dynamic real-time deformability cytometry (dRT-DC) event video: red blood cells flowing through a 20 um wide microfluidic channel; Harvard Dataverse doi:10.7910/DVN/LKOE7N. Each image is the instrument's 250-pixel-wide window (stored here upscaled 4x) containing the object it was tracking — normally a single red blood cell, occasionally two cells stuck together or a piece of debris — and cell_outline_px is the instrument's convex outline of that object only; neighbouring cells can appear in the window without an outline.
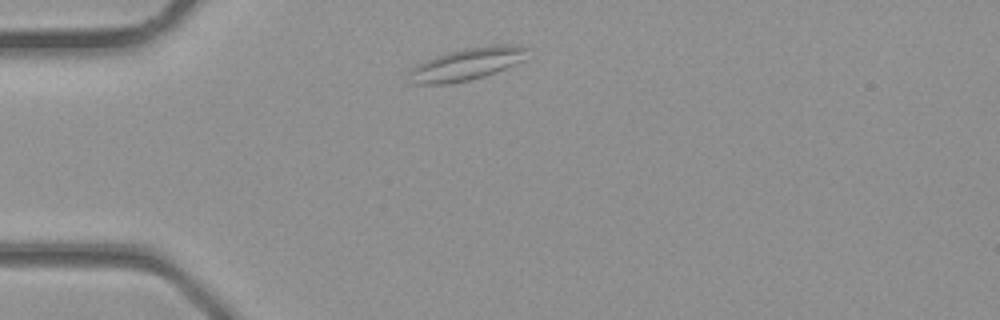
{"species": "common noctule bat (a hibernating species)", "species_latin": "Nyctalus noctula", "temperature_condition": "room temperature", "stored_images_in_passage": 1, "camera_frame_rate_fps": 3000, "um_per_image_px": 0.085, "animal": {"sex": "male", "body_mass_g": 23.1, "forearm_length_mm": 52.7}, "frame": {"image": 1, "passage_image": 1, "time_ms": 0.0, "image_size_px": [1000, 320], "cell_outline_px": [[528, 48], [524, 60], [496, 72], [484, 76], [468, 80], [448, 84], [412, 84], [408, 72], [416, 64], [424, 60], [448, 52], [464, 48], [488, 44], [516, 44]], "centroid_in_image_um": [39.68, 5.43], "position_along_channel_um": 45.3, "area_um2": 22.43}}